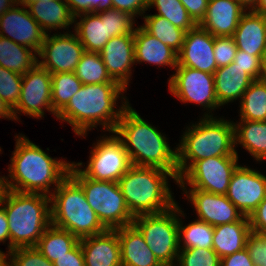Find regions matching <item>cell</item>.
<instances>
[{
    "instance_id": "11",
    "label": "cell",
    "mask_w": 266,
    "mask_h": 266,
    "mask_svg": "<svg viewBox=\"0 0 266 266\" xmlns=\"http://www.w3.org/2000/svg\"><path fill=\"white\" fill-rule=\"evenodd\" d=\"M238 166V156L201 159L178 179V185H189L190 189L226 195L232 175Z\"/></svg>"
},
{
    "instance_id": "32",
    "label": "cell",
    "mask_w": 266,
    "mask_h": 266,
    "mask_svg": "<svg viewBox=\"0 0 266 266\" xmlns=\"http://www.w3.org/2000/svg\"><path fill=\"white\" fill-rule=\"evenodd\" d=\"M240 120L266 121V81L254 80L240 100Z\"/></svg>"
},
{
    "instance_id": "60",
    "label": "cell",
    "mask_w": 266,
    "mask_h": 266,
    "mask_svg": "<svg viewBox=\"0 0 266 266\" xmlns=\"http://www.w3.org/2000/svg\"><path fill=\"white\" fill-rule=\"evenodd\" d=\"M40 1L47 2V1H52V0H19V3L23 4V5H26L28 3L40 2Z\"/></svg>"
},
{
    "instance_id": "23",
    "label": "cell",
    "mask_w": 266,
    "mask_h": 266,
    "mask_svg": "<svg viewBox=\"0 0 266 266\" xmlns=\"http://www.w3.org/2000/svg\"><path fill=\"white\" fill-rule=\"evenodd\" d=\"M115 230L120 241L122 266H163L133 224Z\"/></svg>"
},
{
    "instance_id": "22",
    "label": "cell",
    "mask_w": 266,
    "mask_h": 266,
    "mask_svg": "<svg viewBox=\"0 0 266 266\" xmlns=\"http://www.w3.org/2000/svg\"><path fill=\"white\" fill-rule=\"evenodd\" d=\"M237 49L249 55L263 56L266 51V16L246 11L233 36Z\"/></svg>"
},
{
    "instance_id": "7",
    "label": "cell",
    "mask_w": 266,
    "mask_h": 266,
    "mask_svg": "<svg viewBox=\"0 0 266 266\" xmlns=\"http://www.w3.org/2000/svg\"><path fill=\"white\" fill-rule=\"evenodd\" d=\"M51 191L52 225L68 230L78 239L107 230L87 203L82 187L70 175Z\"/></svg>"
},
{
    "instance_id": "1",
    "label": "cell",
    "mask_w": 266,
    "mask_h": 266,
    "mask_svg": "<svg viewBox=\"0 0 266 266\" xmlns=\"http://www.w3.org/2000/svg\"><path fill=\"white\" fill-rule=\"evenodd\" d=\"M124 91L126 89L119 83L83 84L56 117L69 123L77 136H86L87 131L98 125L113 133L129 104L125 96H119L124 95ZM120 97L125 101L115 110Z\"/></svg>"
},
{
    "instance_id": "21",
    "label": "cell",
    "mask_w": 266,
    "mask_h": 266,
    "mask_svg": "<svg viewBox=\"0 0 266 266\" xmlns=\"http://www.w3.org/2000/svg\"><path fill=\"white\" fill-rule=\"evenodd\" d=\"M246 11L236 0H209L205 18L199 26L214 37L233 36Z\"/></svg>"
},
{
    "instance_id": "42",
    "label": "cell",
    "mask_w": 266,
    "mask_h": 266,
    "mask_svg": "<svg viewBox=\"0 0 266 266\" xmlns=\"http://www.w3.org/2000/svg\"><path fill=\"white\" fill-rule=\"evenodd\" d=\"M236 51L237 46L232 36L214 37V56L218 68L231 64Z\"/></svg>"
},
{
    "instance_id": "29",
    "label": "cell",
    "mask_w": 266,
    "mask_h": 266,
    "mask_svg": "<svg viewBox=\"0 0 266 266\" xmlns=\"http://www.w3.org/2000/svg\"><path fill=\"white\" fill-rule=\"evenodd\" d=\"M234 147L242 145L256 161L266 159V121L233 122Z\"/></svg>"
},
{
    "instance_id": "24",
    "label": "cell",
    "mask_w": 266,
    "mask_h": 266,
    "mask_svg": "<svg viewBox=\"0 0 266 266\" xmlns=\"http://www.w3.org/2000/svg\"><path fill=\"white\" fill-rule=\"evenodd\" d=\"M135 63L147 62L159 66L176 68L178 53L149 34L142 26L134 31Z\"/></svg>"
},
{
    "instance_id": "3",
    "label": "cell",
    "mask_w": 266,
    "mask_h": 266,
    "mask_svg": "<svg viewBox=\"0 0 266 266\" xmlns=\"http://www.w3.org/2000/svg\"><path fill=\"white\" fill-rule=\"evenodd\" d=\"M113 134L122 141L133 166L160 168L178 179L177 149L172 150L166 136L141 118L130 104Z\"/></svg>"
},
{
    "instance_id": "18",
    "label": "cell",
    "mask_w": 266,
    "mask_h": 266,
    "mask_svg": "<svg viewBox=\"0 0 266 266\" xmlns=\"http://www.w3.org/2000/svg\"><path fill=\"white\" fill-rule=\"evenodd\" d=\"M177 66L214 74L218 69L214 56V36L197 25L185 33Z\"/></svg>"
},
{
    "instance_id": "37",
    "label": "cell",
    "mask_w": 266,
    "mask_h": 266,
    "mask_svg": "<svg viewBox=\"0 0 266 266\" xmlns=\"http://www.w3.org/2000/svg\"><path fill=\"white\" fill-rule=\"evenodd\" d=\"M153 6L158 11L155 15L163 16L174 26L185 32L197 26L179 0H148V8L150 9Z\"/></svg>"
},
{
    "instance_id": "39",
    "label": "cell",
    "mask_w": 266,
    "mask_h": 266,
    "mask_svg": "<svg viewBox=\"0 0 266 266\" xmlns=\"http://www.w3.org/2000/svg\"><path fill=\"white\" fill-rule=\"evenodd\" d=\"M22 75L0 66V97L13 109L21 93Z\"/></svg>"
},
{
    "instance_id": "10",
    "label": "cell",
    "mask_w": 266,
    "mask_h": 266,
    "mask_svg": "<svg viewBox=\"0 0 266 266\" xmlns=\"http://www.w3.org/2000/svg\"><path fill=\"white\" fill-rule=\"evenodd\" d=\"M97 141L84 170L81 168L83 162L72 164L87 178L118 182L132 166L122 141L116 135L102 136Z\"/></svg>"
},
{
    "instance_id": "47",
    "label": "cell",
    "mask_w": 266,
    "mask_h": 266,
    "mask_svg": "<svg viewBox=\"0 0 266 266\" xmlns=\"http://www.w3.org/2000/svg\"><path fill=\"white\" fill-rule=\"evenodd\" d=\"M54 266H85L83 250L78 242L66 255L57 258Z\"/></svg>"
},
{
    "instance_id": "49",
    "label": "cell",
    "mask_w": 266,
    "mask_h": 266,
    "mask_svg": "<svg viewBox=\"0 0 266 266\" xmlns=\"http://www.w3.org/2000/svg\"><path fill=\"white\" fill-rule=\"evenodd\" d=\"M220 266H254L248 250L245 248L232 255L221 258Z\"/></svg>"
},
{
    "instance_id": "53",
    "label": "cell",
    "mask_w": 266,
    "mask_h": 266,
    "mask_svg": "<svg viewBox=\"0 0 266 266\" xmlns=\"http://www.w3.org/2000/svg\"><path fill=\"white\" fill-rule=\"evenodd\" d=\"M112 8V0H94V12L99 13Z\"/></svg>"
},
{
    "instance_id": "43",
    "label": "cell",
    "mask_w": 266,
    "mask_h": 266,
    "mask_svg": "<svg viewBox=\"0 0 266 266\" xmlns=\"http://www.w3.org/2000/svg\"><path fill=\"white\" fill-rule=\"evenodd\" d=\"M246 249L254 266H266V233L251 231L246 242Z\"/></svg>"
},
{
    "instance_id": "56",
    "label": "cell",
    "mask_w": 266,
    "mask_h": 266,
    "mask_svg": "<svg viewBox=\"0 0 266 266\" xmlns=\"http://www.w3.org/2000/svg\"><path fill=\"white\" fill-rule=\"evenodd\" d=\"M245 10H254L258 4V0H236Z\"/></svg>"
},
{
    "instance_id": "15",
    "label": "cell",
    "mask_w": 266,
    "mask_h": 266,
    "mask_svg": "<svg viewBox=\"0 0 266 266\" xmlns=\"http://www.w3.org/2000/svg\"><path fill=\"white\" fill-rule=\"evenodd\" d=\"M227 198L244 216H250L266 197V176L239 165L229 183Z\"/></svg>"
},
{
    "instance_id": "30",
    "label": "cell",
    "mask_w": 266,
    "mask_h": 266,
    "mask_svg": "<svg viewBox=\"0 0 266 266\" xmlns=\"http://www.w3.org/2000/svg\"><path fill=\"white\" fill-rule=\"evenodd\" d=\"M37 63L36 51L0 36V66L23 75Z\"/></svg>"
},
{
    "instance_id": "34",
    "label": "cell",
    "mask_w": 266,
    "mask_h": 266,
    "mask_svg": "<svg viewBox=\"0 0 266 266\" xmlns=\"http://www.w3.org/2000/svg\"><path fill=\"white\" fill-rule=\"evenodd\" d=\"M74 73L83 84L87 85L118 83L108 74L100 52L85 51Z\"/></svg>"
},
{
    "instance_id": "20",
    "label": "cell",
    "mask_w": 266,
    "mask_h": 266,
    "mask_svg": "<svg viewBox=\"0 0 266 266\" xmlns=\"http://www.w3.org/2000/svg\"><path fill=\"white\" fill-rule=\"evenodd\" d=\"M85 266H122L120 241L116 230L79 239Z\"/></svg>"
},
{
    "instance_id": "14",
    "label": "cell",
    "mask_w": 266,
    "mask_h": 266,
    "mask_svg": "<svg viewBox=\"0 0 266 266\" xmlns=\"http://www.w3.org/2000/svg\"><path fill=\"white\" fill-rule=\"evenodd\" d=\"M46 34L40 51L37 53L38 64L49 73L74 72L81 56L85 52L75 33Z\"/></svg>"
},
{
    "instance_id": "5",
    "label": "cell",
    "mask_w": 266,
    "mask_h": 266,
    "mask_svg": "<svg viewBox=\"0 0 266 266\" xmlns=\"http://www.w3.org/2000/svg\"><path fill=\"white\" fill-rule=\"evenodd\" d=\"M167 177L178 183V179L169 171L132 165L119 179V187L133 216L158 214L177 204Z\"/></svg>"
},
{
    "instance_id": "19",
    "label": "cell",
    "mask_w": 266,
    "mask_h": 266,
    "mask_svg": "<svg viewBox=\"0 0 266 266\" xmlns=\"http://www.w3.org/2000/svg\"><path fill=\"white\" fill-rule=\"evenodd\" d=\"M100 55L111 78L127 90L135 64L134 32L111 38Z\"/></svg>"
},
{
    "instance_id": "58",
    "label": "cell",
    "mask_w": 266,
    "mask_h": 266,
    "mask_svg": "<svg viewBox=\"0 0 266 266\" xmlns=\"http://www.w3.org/2000/svg\"><path fill=\"white\" fill-rule=\"evenodd\" d=\"M261 79L266 81V51L264 52L263 58H262V75Z\"/></svg>"
},
{
    "instance_id": "51",
    "label": "cell",
    "mask_w": 266,
    "mask_h": 266,
    "mask_svg": "<svg viewBox=\"0 0 266 266\" xmlns=\"http://www.w3.org/2000/svg\"><path fill=\"white\" fill-rule=\"evenodd\" d=\"M6 240H9L8 242V251L10 252V232H9V224L8 219L5 213L4 207L0 204V242L5 243Z\"/></svg>"
},
{
    "instance_id": "16",
    "label": "cell",
    "mask_w": 266,
    "mask_h": 266,
    "mask_svg": "<svg viewBox=\"0 0 266 266\" xmlns=\"http://www.w3.org/2000/svg\"><path fill=\"white\" fill-rule=\"evenodd\" d=\"M20 5L23 8L18 7ZM45 35L26 6L19 2L0 17V36L33 49L37 53L41 49Z\"/></svg>"
},
{
    "instance_id": "2",
    "label": "cell",
    "mask_w": 266,
    "mask_h": 266,
    "mask_svg": "<svg viewBox=\"0 0 266 266\" xmlns=\"http://www.w3.org/2000/svg\"><path fill=\"white\" fill-rule=\"evenodd\" d=\"M15 138V150L8 168L9 190L51 196V184L56 189L69 175L72 163L50 157L23 134Z\"/></svg>"
},
{
    "instance_id": "44",
    "label": "cell",
    "mask_w": 266,
    "mask_h": 266,
    "mask_svg": "<svg viewBox=\"0 0 266 266\" xmlns=\"http://www.w3.org/2000/svg\"><path fill=\"white\" fill-rule=\"evenodd\" d=\"M262 58L263 56H253L237 49L234 58L235 65L244 69L253 80L261 79L262 75Z\"/></svg>"
},
{
    "instance_id": "59",
    "label": "cell",
    "mask_w": 266,
    "mask_h": 266,
    "mask_svg": "<svg viewBox=\"0 0 266 266\" xmlns=\"http://www.w3.org/2000/svg\"><path fill=\"white\" fill-rule=\"evenodd\" d=\"M6 265H7V254H5L0 250V266H6Z\"/></svg>"
},
{
    "instance_id": "41",
    "label": "cell",
    "mask_w": 266,
    "mask_h": 266,
    "mask_svg": "<svg viewBox=\"0 0 266 266\" xmlns=\"http://www.w3.org/2000/svg\"><path fill=\"white\" fill-rule=\"evenodd\" d=\"M104 17H108L109 36L111 38L120 35L130 34L135 31V17L131 14L110 8L100 12Z\"/></svg>"
},
{
    "instance_id": "6",
    "label": "cell",
    "mask_w": 266,
    "mask_h": 266,
    "mask_svg": "<svg viewBox=\"0 0 266 266\" xmlns=\"http://www.w3.org/2000/svg\"><path fill=\"white\" fill-rule=\"evenodd\" d=\"M51 198L40 193L9 190L1 205L5 209L10 232V251L35 247L51 225Z\"/></svg>"
},
{
    "instance_id": "46",
    "label": "cell",
    "mask_w": 266,
    "mask_h": 266,
    "mask_svg": "<svg viewBox=\"0 0 266 266\" xmlns=\"http://www.w3.org/2000/svg\"><path fill=\"white\" fill-rule=\"evenodd\" d=\"M192 20L199 25L205 18L209 0H179Z\"/></svg>"
},
{
    "instance_id": "26",
    "label": "cell",
    "mask_w": 266,
    "mask_h": 266,
    "mask_svg": "<svg viewBox=\"0 0 266 266\" xmlns=\"http://www.w3.org/2000/svg\"><path fill=\"white\" fill-rule=\"evenodd\" d=\"M77 18H81L79 22ZM74 24L75 34L87 52H100L111 39L108 17H104L100 12L80 14L74 17Z\"/></svg>"
},
{
    "instance_id": "50",
    "label": "cell",
    "mask_w": 266,
    "mask_h": 266,
    "mask_svg": "<svg viewBox=\"0 0 266 266\" xmlns=\"http://www.w3.org/2000/svg\"><path fill=\"white\" fill-rule=\"evenodd\" d=\"M74 17L94 12V0H65Z\"/></svg>"
},
{
    "instance_id": "35",
    "label": "cell",
    "mask_w": 266,
    "mask_h": 266,
    "mask_svg": "<svg viewBox=\"0 0 266 266\" xmlns=\"http://www.w3.org/2000/svg\"><path fill=\"white\" fill-rule=\"evenodd\" d=\"M179 218V248H212L214 227L206 222L195 220L188 225L182 224ZM183 243V245L181 244Z\"/></svg>"
},
{
    "instance_id": "9",
    "label": "cell",
    "mask_w": 266,
    "mask_h": 266,
    "mask_svg": "<svg viewBox=\"0 0 266 266\" xmlns=\"http://www.w3.org/2000/svg\"><path fill=\"white\" fill-rule=\"evenodd\" d=\"M178 216H185L178 203L165 212L134 216L132 224L163 266H176L180 251Z\"/></svg>"
},
{
    "instance_id": "31",
    "label": "cell",
    "mask_w": 266,
    "mask_h": 266,
    "mask_svg": "<svg viewBox=\"0 0 266 266\" xmlns=\"http://www.w3.org/2000/svg\"><path fill=\"white\" fill-rule=\"evenodd\" d=\"M79 239L68 230L50 225L36 244V248L52 263L59 257L66 255Z\"/></svg>"
},
{
    "instance_id": "48",
    "label": "cell",
    "mask_w": 266,
    "mask_h": 266,
    "mask_svg": "<svg viewBox=\"0 0 266 266\" xmlns=\"http://www.w3.org/2000/svg\"><path fill=\"white\" fill-rule=\"evenodd\" d=\"M251 231L266 233V197L249 216Z\"/></svg>"
},
{
    "instance_id": "27",
    "label": "cell",
    "mask_w": 266,
    "mask_h": 266,
    "mask_svg": "<svg viewBox=\"0 0 266 266\" xmlns=\"http://www.w3.org/2000/svg\"><path fill=\"white\" fill-rule=\"evenodd\" d=\"M251 232L249 217L221 224L214 227L212 249L220 258L232 255L246 248L248 235Z\"/></svg>"
},
{
    "instance_id": "52",
    "label": "cell",
    "mask_w": 266,
    "mask_h": 266,
    "mask_svg": "<svg viewBox=\"0 0 266 266\" xmlns=\"http://www.w3.org/2000/svg\"><path fill=\"white\" fill-rule=\"evenodd\" d=\"M7 118L9 120H15L13 110L7 105L0 97V118Z\"/></svg>"
},
{
    "instance_id": "17",
    "label": "cell",
    "mask_w": 266,
    "mask_h": 266,
    "mask_svg": "<svg viewBox=\"0 0 266 266\" xmlns=\"http://www.w3.org/2000/svg\"><path fill=\"white\" fill-rule=\"evenodd\" d=\"M182 188L188 201L194 205L197 220L206 222L213 227L241 220L244 215L230 202L226 195L214 194L198 189Z\"/></svg>"
},
{
    "instance_id": "4",
    "label": "cell",
    "mask_w": 266,
    "mask_h": 266,
    "mask_svg": "<svg viewBox=\"0 0 266 266\" xmlns=\"http://www.w3.org/2000/svg\"><path fill=\"white\" fill-rule=\"evenodd\" d=\"M204 113L196 124L186 128L177 145L178 179L196 162L217 156H238L234 147L233 121ZM189 161V162H188Z\"/></svg>"
},
{
    "instance_id": "25",
    "label": "cell",
    "mask_w": 266,
    "mask_h": 266,
    "mask_svg": "<svg viewBox=\"0 0 266 266\" xmlns=\"http://www.w3.org/2000/svg\"><path fill=\"white\" fill-rule=\"evenodd\" d=\"M214 81L218 104L223 106L238 98L241 100L243 93L254 80L244 69L232 62L214 72Z\"/></svg>"
},
{
    "instance_id": "33",
    "label": "cell",
    "mask_w": 266,
    "mask_h": 266,
    "mask_svg": "<svg viewBox=\"0 0 266 266\" xmlns=\"http://www.w3.org/2000/svg\"><path fill=\"white\" fill-rule=\"evenodd\" d=\"M142 27L162 43L179 53L182 49L185 31L174 26L170 21L160 15L143 16Z\"/></svg>"
},
{
    "instance_id": "13",
    "label": "cell",
    "mask_w": 266,
    "mask_h": 266,
    "mask_svg": "<svg viewBox=\"0 0 266 266\" xmlns=\"http://www.w3.org/2000/svg\"><path fill=\"white\" fill-rule=\"evenodd\" d=\"M43 108L57 116L52 107L51 73L37 63L22 75L20 97L12 110L15 120H19L17 113L40 119L44 117Z\"/></svg>"
},
{
    "instance_id": "38",
    "label": "cell",
    "mask_w": 266,
    "mask_h": 266,
    "mask_svg": "<svg viewBox=\"0 0 266 266\" xmlns=\"http://www.w3.org/2000/svg\"><path fill=\"white\" fill-rule=\"evenodd\" d=\"M220 263L221 258L212 248L180 249L177 259V266H220Z\"/></svg>"
},
{
    "instance_id": "45",
    "label": "cell",
    "mask_w": 266,
    "mask_h": 266,
    "mask_svg": "<svg viewBox=\"0 0 266 266\" xmlns=\"http://www.w3.org/2000/svg\"><path fill=\"white\" fill-rule=\"evenodd\" d=\"M112 8L127 12L134 17L144 16L148 10V0H112Z\"/></svg>"
},
{
    "instance_id": "12",
    "label": "cell",
    "mask_w": 266,
    "mask_h": 266,
    "mask_svg": "<svg viewBox=\"0 0 266 266\" xmlns=\"http://www.w3.org/2000/svg\"><path fill=\"white\" fill-rule=\"evenodd\" d=\"M170 76L169 91L182 103H196L204 106L209 113L219 108L216 98L214 74L194 68L177 66Z\"/></svg>"
},
{
    "instance_id": "55",
    "label": "cell",
    "mask_w": 266,
    "mask_h": 266,
    "mask_svg": "<svg viewBox=\"0 0 266 266\" xmlns=\"http://www.w3.org/2000/svg\"><path fill=\"white\" fill-rule=\"evenodd\" d=\"M19 0H0V17L10 8L15 6Z\"/></svg>"
},
{
    "instance_id": "36",
    "label": "cell",
    "mask_w": 266,
    "mask_h": 266,
    "mask_svg": "<svg viewBox=\"0 0 266 266\" xmlns=\"http://www.w3.org/2000/svg\"><path fill=\"white\" fill-rule=\"evenodd\" d=\"M52 107L58 114L82 87L83 83L74 72L51 74Z\"/></svg>"
},
{
    "instance_id": "28",
    "label": "cell",
    "mask_w": 266,
    "mask_h": 266,
    "mask_svg": "<svg viewBox=\"0 0 266 266\" xmlns=\"http://www.w3.org/2000/svg\"><path fill=\"white\" fill-rule=\"evenodd\" d=\"M25 6L46 34L48 30L66 29L74 23V16L65 0L40 1Z\"/></svg>"
},
{
    "instance_id": "8",
    "label": "cell",
    "mask_w": 266,
    "mask_h": 266,
    "mask_svg": "<svg viewBox=\"0 0 266 266\" xmlns=\"http://www.w3.org/2000/svg\"><path fill=\"white\" fill-rule=\"evenodd\" d=\"M69 175L82 187L87 203L107 230L131 225L130 213L118 182L98 181L84 176L73 164Z\"/></svg>"
},
{
    "instance_id": "40",
    "label": "cell",
    "mask_w": 266,
    "mask_h": 266,
    "mask_svg": "<svg viewBox=\"0 0 266 266\" xmlns=\"http://www.w3.org/2000/svg\"><path fill=\"white\" fill-rule=\"evenodd\" d=\"M7 258L6 266H54L36 247L13 249L7 253Z\"/></svg>"
},
{
    "instance_id": "57",
    "label": "cell",
    "mask_w": 266,
    "mask_h": 266,
    "mask_svg": "<svg viewBox=\"0 0 266 266\" xmlns=\"http://www.w3.org/2000/svg\"><path fill=\"white\" fill-rule=\"evenodd\" d=\"M253 11L266 16V0H258V4Z\"/></svg>"
},
{
    "instance_id": "54",
    "label": "cell",
    "mask_w": 266,
    "mask_h": 266,
    "mask_svg": "<svg viewBox=\"0 0 266 266\" xmlns=\"http://www.w3.org/2000/svg\"><path fill=\"white\" fill-rule=\"evenodd\" d=\"M9 178L5 176L0 177V204L5 200V197L9 191L7 180Z\"/></svg>"
}]
</instances>
